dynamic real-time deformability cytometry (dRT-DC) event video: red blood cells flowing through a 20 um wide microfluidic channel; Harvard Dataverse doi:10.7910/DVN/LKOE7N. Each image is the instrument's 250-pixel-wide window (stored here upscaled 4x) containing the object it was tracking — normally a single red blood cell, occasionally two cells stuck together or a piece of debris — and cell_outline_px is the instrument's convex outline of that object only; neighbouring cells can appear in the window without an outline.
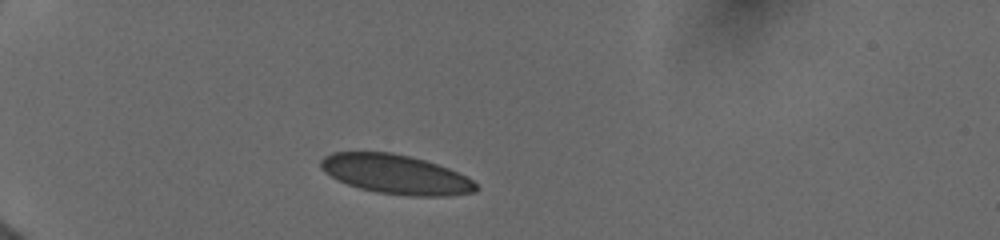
{"species": "human", "species_latin": "Homo sapiens", "temperature_condition": "cold", "stored_images_in_passage": 21, "camera_frame_rate_fps": 3000, "um_per_image_px": 0.085, "donor": {"sex": "female"}, "frame": {"image": 1, "passage_image": 1, "time_ms": 0.0, "image_size_px": [1000, 240], "cell_outline_px": [[480, 188], [476, 192], [448, 196], [408, 196], [376, 192], [360, 188], [348, 184], [324, 172], [320, 168], [320, 160], [324, 156], [332, 152], [392, 152], [424, 160], [448, 168], [472, 180]], "centroid_in_image_um": [33.64, 14.82], "position_along_channel_um": 51.4, "area_um2": 35.43}}
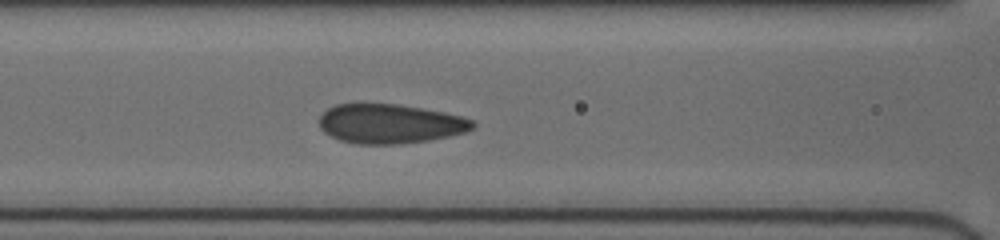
{"frame": {"image": 2, "passage_image": 14, "time_ms": 3.0, "image_size_px": [1000, 240], "cell_outline_px": [[476, 124], [472, 128], [464, 132], [448, 136], [428, 140], [400, 144], [356, 144], [340, 140], [324, 132], [320, 128], [320, 116], [328, 108], [336, 104], [356, 100], [360, 100], [396, 104], [444, 112], [460, 116], [472, 120]], "centroid_in_image_um": [33.07, 10.48], "position_along_channel_um": 133.5, "area_um2": 35.84}}
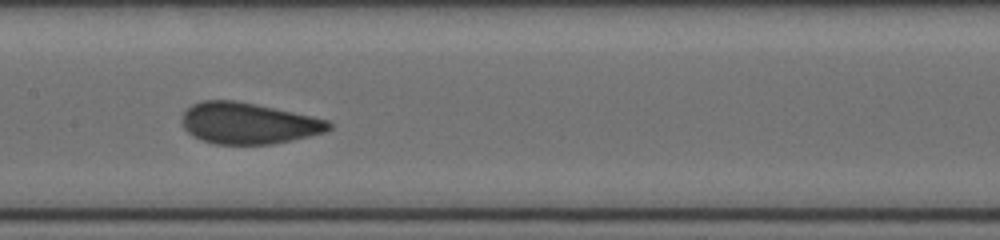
{"frame": {"image": 3, "passage_image": 20, "time_ms": 4.333, "image_size_px": [1000, 240], "cell_outline_px": [[332, 128], [324, 132], [292, 140], [272, 144], [216, 144], [192, 136], [184, 128], [184, 112], [192, 104], [204, 100], [236, 100], [256, 104], [312, 116], [328, 120], [332, 124]], "centroid_in_image_um": [21.13, 10.47], "position_along_channel_um": 186.3, "area_um2": 35.03}}